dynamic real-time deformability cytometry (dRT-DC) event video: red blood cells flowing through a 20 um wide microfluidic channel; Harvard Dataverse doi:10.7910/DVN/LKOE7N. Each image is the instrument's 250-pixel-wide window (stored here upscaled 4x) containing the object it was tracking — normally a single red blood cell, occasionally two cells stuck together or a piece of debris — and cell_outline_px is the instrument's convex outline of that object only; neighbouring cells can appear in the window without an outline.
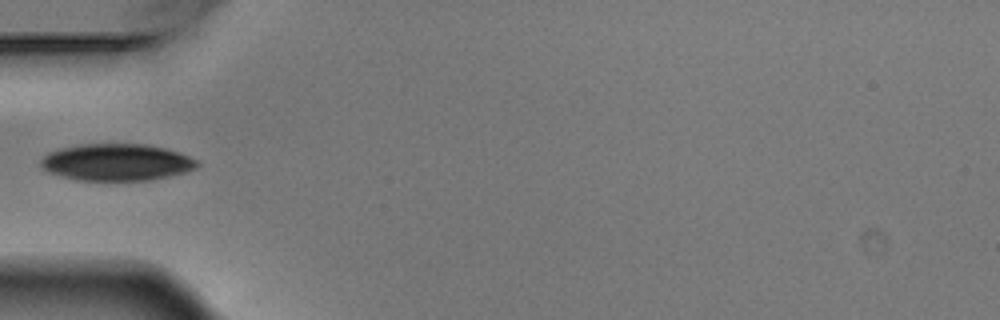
{"species": "Egyptian fruit bat (a non-hibernating species)", "species_latin": "Rousettus aegyptiacus", "temperature_condition": "warm", "stored_images_in_passage": 4, "camera_frame_rate_fps": 3000, "um_per_image_px": 0.085, "animal": {"sex": "male"}, "frame": {"image": 1, "passage_image": 4, "time_ms": 1.0, "image_size_px": [1000, 320], "cell_outline_px": [[200, 164], [196, 168], [184, 172], [152, 180], [76, 180], [60, 176], [48, 172], [40, 168], [40, 160], [48, 152], [60, 148], [80, 144], [144, 144], [164, 148], [180, 152], [196, 160]], "centroid_in_image_um": [9.87, 13.79], "position_along_channel_um": 75.1, "area_um2": 33.7}}